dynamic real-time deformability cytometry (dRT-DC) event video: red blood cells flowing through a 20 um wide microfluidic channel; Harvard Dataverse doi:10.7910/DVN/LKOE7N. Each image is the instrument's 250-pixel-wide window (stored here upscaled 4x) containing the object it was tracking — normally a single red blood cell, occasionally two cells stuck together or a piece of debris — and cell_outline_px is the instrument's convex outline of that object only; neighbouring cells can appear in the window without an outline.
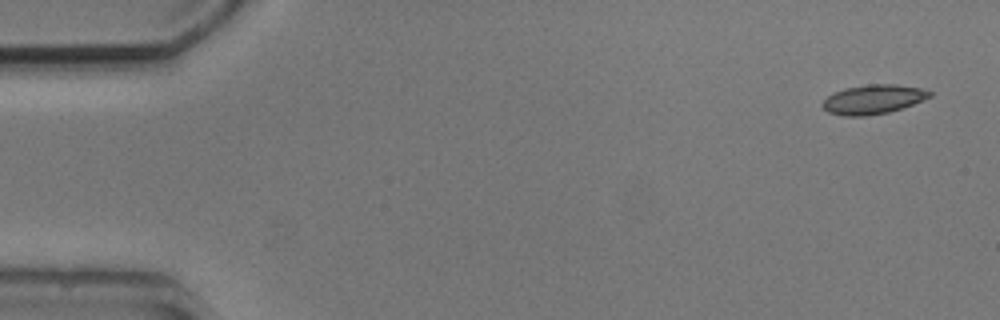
{"species": "common noctule bat (a hibernating species)", "species_latin": "Nyctalus noctula", "temperature_condition": "cold", "stored_images_in_passage": 4, "camera_frame_rate_fps": 3000, "um_per_image_px": 0.085, "animal": {"sex": "male", "body_mass_g": 20.5, "forearm_length_mm": 52.5}, "frame": {"image": 1, "passage_image": 1, "time_ms": 0.0, "image_size_px": [1000, 320], "cell_outline_px": [[932, 96], [912, 104], [888, 112], [864, 116], [844, 116], [828, 112], [820, 104], [832, 92], [844, 88], [868, 84], [896, 84], [920, 88], [932, 92]], "centroid_in_image_um": [74.18, 8.43], "position_along_channel_um": 10.8, "area_um2": 18.21}}
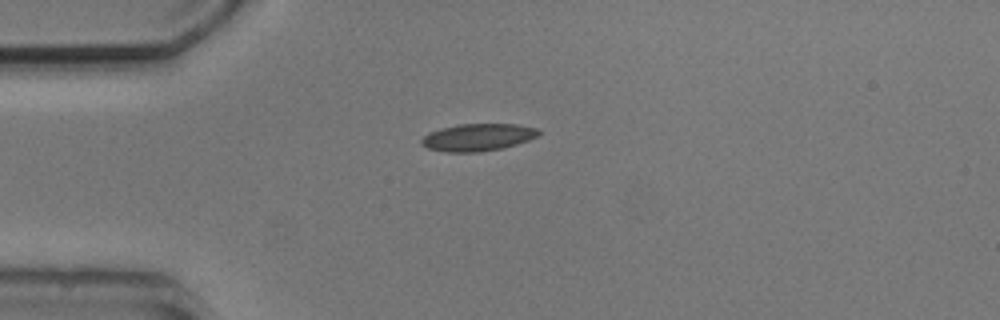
{"frame": {"image": 2, "passage_image": 4, "time_ms": 3.667, "image_size_px": [1000, 320], "cell_outline_px": [[544, 132], [528, 140], [504, 148], [480, 152], [448, 152], [428, 148], [420, 144], [420, 140], [428, 132], [440, 128], [456, 124], [516, 124], [540, 128]], "centroid_in_image_um": [40.63, 11.66], "position_along_channel_um": 44.4, "area_um2": 18.9}}